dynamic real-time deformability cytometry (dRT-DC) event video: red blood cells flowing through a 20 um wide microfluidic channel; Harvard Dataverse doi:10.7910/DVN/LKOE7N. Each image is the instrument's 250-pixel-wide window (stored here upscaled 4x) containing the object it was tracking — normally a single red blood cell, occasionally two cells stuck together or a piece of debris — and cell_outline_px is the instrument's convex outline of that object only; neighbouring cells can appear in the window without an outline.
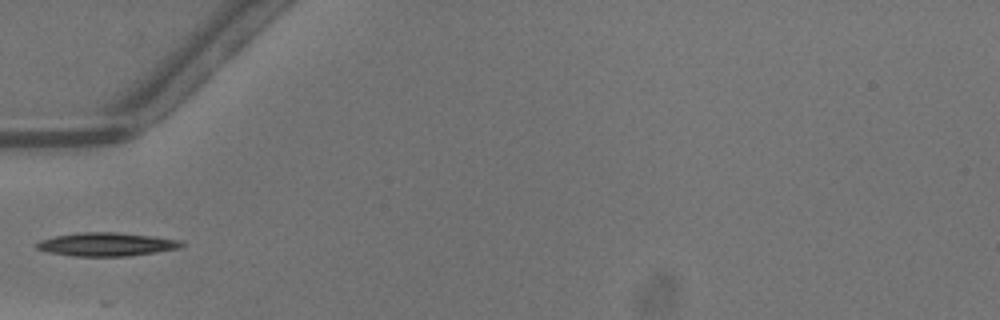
{"species": "common noctule bat (a hibernating species)", "species_latin": "Nyctalus noctula", "temperature_condition": "warm", "stored_images_in_passage": 33, "camera_frame_rate_fps": 3000, "um_per_image_px": 0.085, "animal": {"sex": "male", "body_mass_g": 13.3}, "frame": {"image": 1, "passage_image": 1, "time_ms": 0.0, "image_size_px": [1000, 320], "cell_outline_px": [[188, 244], [180, 248], [156, 252], [124, 256], [72, 256], [48, 252], [36, 248], [36, 244], [40, 240], [56, 236], [80, 232], [116, 232], [156, 236], [184, 240]], "centroid_in_image_um": [9.14, 20.76], "position_along_channel_um": 75.9, "area_um2": 20.0}}
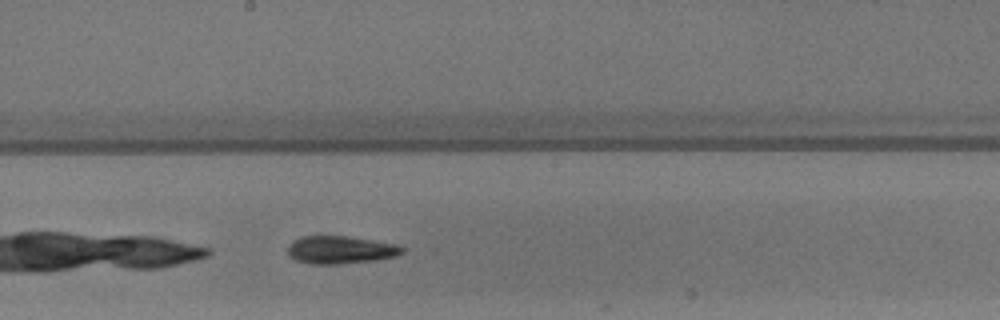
{"frame": {"image": 2, "passage_image": 11, "time_ms": 3.333, "image_size_px": [1000, 320], "cell_outline_px": [[404, 252], [396, 256], [376, 260], [336, 264], [308, 264], [296, 260], [288, 256], [288, 244], [292, 240], [300, 236], [348, 236], [396, 244], [404, 248]], "centroid_in_image_um": [28.9, 21.23], "position_along_channel_um": 219.3, "area_um2": 18.67}}
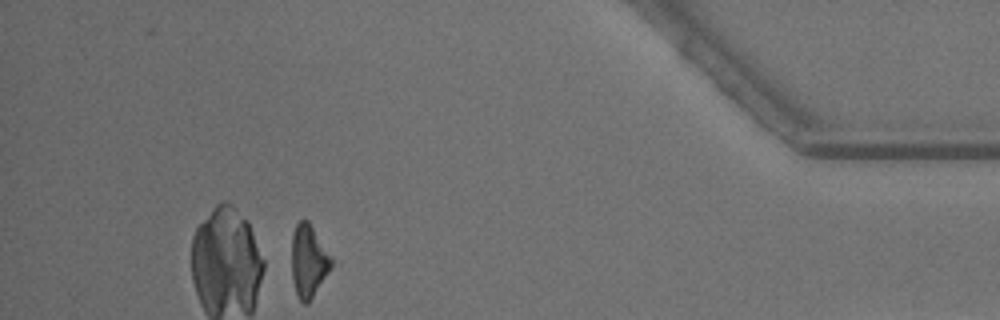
{"frame": {"image": 3, "passage_image": 28, "time_ms": 9.0, "image_size_px": [1000, 320], "cell_outline_px": [[340, 260], [308, 304], [304, 304], [296, 296], [292, 280], [292, 232], [296, 224], [300, 220], [308, 220]], "centroid_in_image_um": [26.36, 22.18], "position_along_channel_um": 408.8, "area_um2": 18.44}}